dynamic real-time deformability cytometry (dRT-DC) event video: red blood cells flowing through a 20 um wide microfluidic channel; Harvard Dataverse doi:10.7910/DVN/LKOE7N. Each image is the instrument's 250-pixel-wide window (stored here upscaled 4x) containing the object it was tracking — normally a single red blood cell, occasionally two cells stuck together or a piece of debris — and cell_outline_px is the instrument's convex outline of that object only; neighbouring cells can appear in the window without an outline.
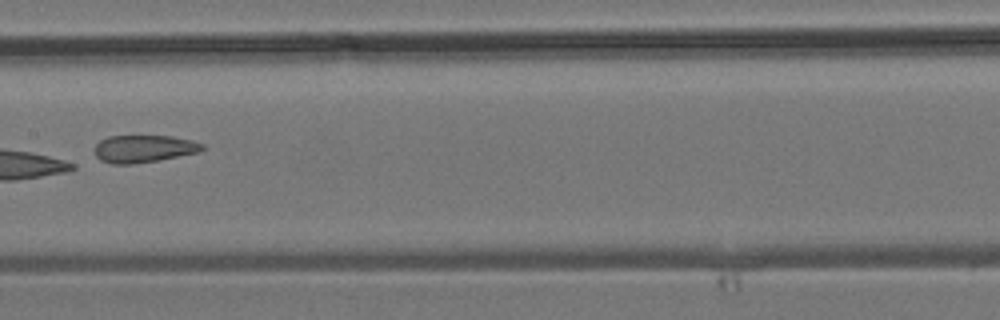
{"species": "common noctule bat (a hibernating species)", "species_latin": "Nyctalus noctula", "temperature_condition": "room temperature", "stored_images_in_passage": 7, "camera_frame_rate_fps": 3000, "um_per_image_px": 0.085, "animal": {"sex": "male", "body_mass_g": 19.2, "forearm_length_mm": 51.8}, "frame": {"image": 1, "passage_image": 7, "time_ms": 8.333, "image_size_px": [1000, 320], "cell_outline_px": [[208, 148], [200, 152], [160, 160], [132, 164], [112, 164], [100, 160], [96, 156], [92, 148], [100, 140], [108, 136], [172, 136], [192, 140], [204, 144]], "centroid_in_image_um": [12.24, 12.64], "position_along_channel_um": 195.2, "area_um2": 17.57}}